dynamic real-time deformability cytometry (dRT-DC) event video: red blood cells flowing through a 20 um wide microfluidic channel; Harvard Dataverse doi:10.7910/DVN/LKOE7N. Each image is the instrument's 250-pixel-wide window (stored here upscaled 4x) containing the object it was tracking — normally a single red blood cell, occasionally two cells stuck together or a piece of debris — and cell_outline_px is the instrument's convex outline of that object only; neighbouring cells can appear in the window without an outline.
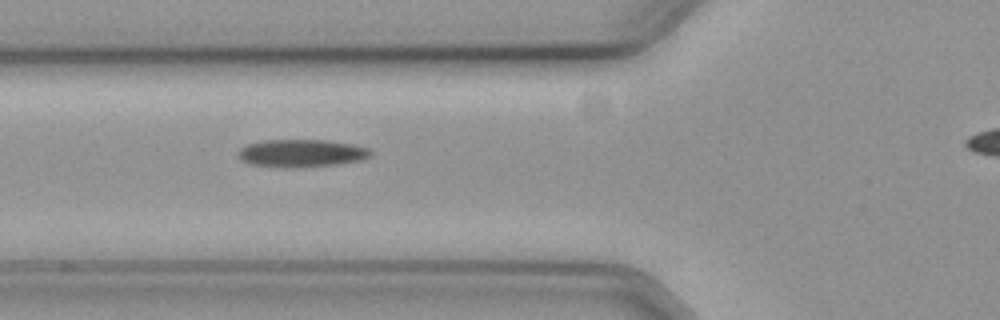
{"species": "common noctule bat (a hibernating species)", "species_latin": "Nyctalus noctula", "temperature_condition": "cold", "stored_images_in_passage": 33, "camera_frame_rate_fps": 3000, "um_per_image_px": 0.085, "animal": {"sex": "female", "body_mass_g": 19.3, "forearm_length_mm": 54.1}, "frame": {"image": 1, "passage_image": 3, "time_ms": 0.667, "image_size_px": [1000, 320], "cell_outline_px": [[372, 152], [368, 156], [360, 160], [336, 164], [284, 168], [252, 164], [240, 160], [240, 148], [248, 144], [264, 140], [328, 140], [352, 144], [368, 148]], "centroid_in_image_um": [25.61, 13.01], "position_along_channel_um": 100.2, "area_um2": 21.04}}
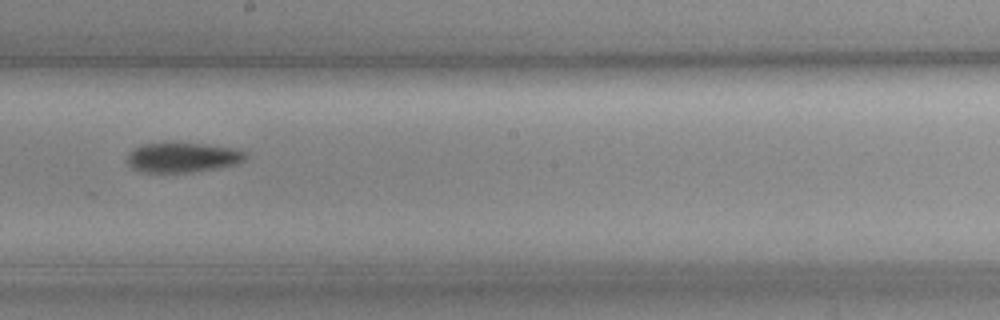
{"frame": {"image": 2, "passage_image": 14, "time_ms": 4.333, "image_size_px": [1000, 320], "cell_outline_px": [[248, 156], [244, 160], [236, 164], [188, 172], [140, 172], [132, 168], [128, 164], [128, 152], [132, 148], [140, 144], [164, 140], [204, 144], [236, 148], [244, 152]], "centroid_in_image_um": [15.44, 13.33], "position_along_channel_um": 232.8, "area_um2": 21.15}}
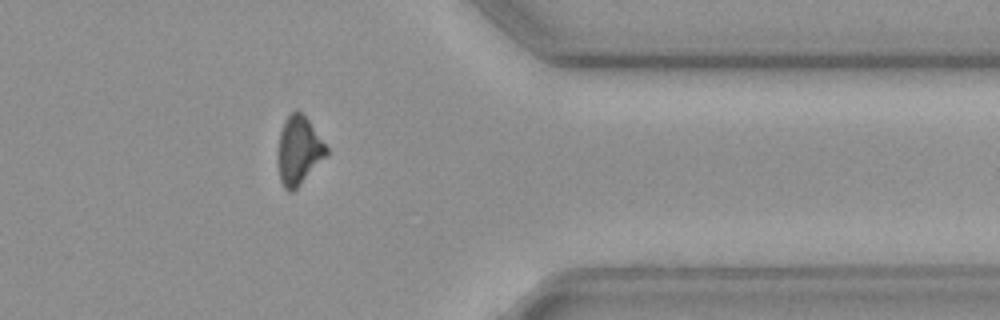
{"frame": {"image": 3, "passage_image": 28, "time_ms": 9.0, "image_size_px": [1000, 320], "cell_outline_px": [[328, 152], [300, 184], [292, 192], [288, 192], [284, 188], [280, 180], [276, 156], [280, 132], [284, 120], [296, 108], [304, 112], [328, 148]], "centroid_in_image_um": [25.35, 12.74], "position_along_channel_um": 386.0, "area_um2": 19.48}}